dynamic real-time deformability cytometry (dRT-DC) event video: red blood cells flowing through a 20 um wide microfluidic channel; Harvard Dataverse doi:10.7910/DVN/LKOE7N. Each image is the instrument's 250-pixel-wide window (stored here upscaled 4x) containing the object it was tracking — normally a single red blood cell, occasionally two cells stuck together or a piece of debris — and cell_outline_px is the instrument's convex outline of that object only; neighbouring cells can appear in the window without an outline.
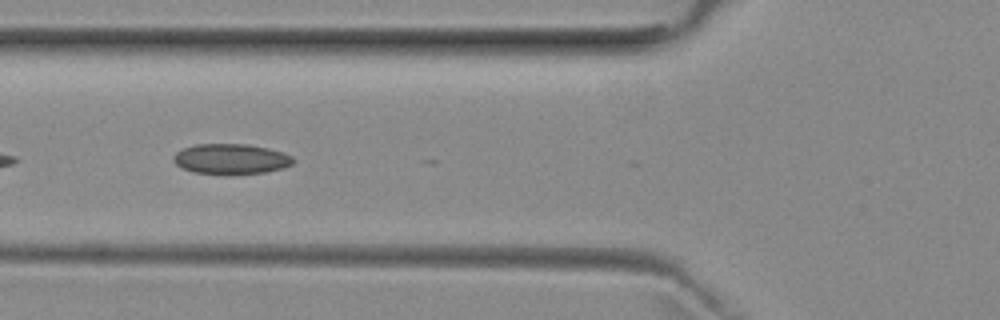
{"species": "common noctule bat (a hibernating species)", "species_latin": "Nyctalus noctula", "temperature_condition": "room temperature", "stored_images_in_passage": 12, "camera_frame_rate_fps": 3000, "um_per_image_px": 0.085, "animal": {"sex": "female", "body_mass_g": 29.2, "forearm_length_mm": 56.3}, "frame": {"image": 1, "passage_image": 7, "time_ms": 2.0, "image_size_px": [1000, 320], "cell_outline_px": [[296, 160], [292, 164], [284, 168], [264, 172], [232, 176], [224, 176], [192, 172], [176, 164], [172, 160], [172, 156], [176, 152], [184, 148], [196, 144], [248, 144], [268, 148], [284, 152], [292, 156]], "centroid_in_image_um": [19.64, 13.54], "position_along_channel_um": 106.2, "area_um2": 21.79}}
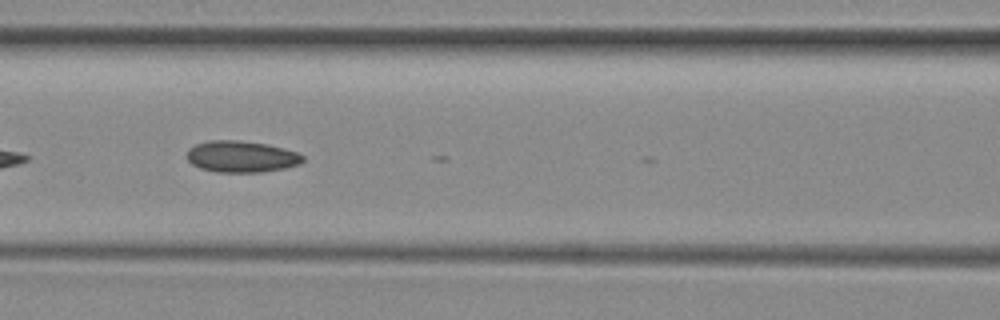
{"frame": {"image": 2, "passage_image": 10, "time_ms": 3.0, "image_size_px": [1000, 320], "cell_outline_px": [[304, 160], [300, 164], [284, 168], [260, 172], [216, 172], [200, 168], [192, 164], [188, 160], [188, 148], [196, 144], [212, 140], [236, 140], [264, 144], [296, 152], [304, 156]], "centroid_in_image_um": [20.5, 13.32], "position_along_channel_um": 146.1, "area_um2": 20.98}}